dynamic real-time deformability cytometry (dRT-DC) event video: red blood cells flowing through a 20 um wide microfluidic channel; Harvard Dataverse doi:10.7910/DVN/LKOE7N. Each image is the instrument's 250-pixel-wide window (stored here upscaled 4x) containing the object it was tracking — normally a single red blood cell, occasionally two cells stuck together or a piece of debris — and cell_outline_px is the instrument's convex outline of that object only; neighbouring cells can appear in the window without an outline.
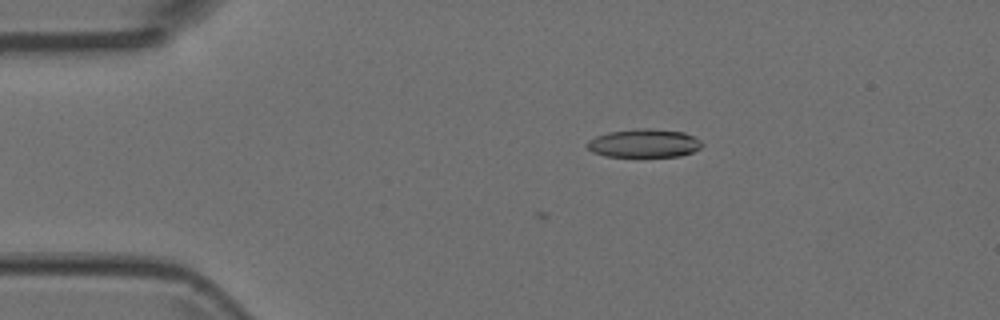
{"species": "Egyptian fruit bat (a non-hibernating species)", "species_latin": "Rousettus aegyptiacus", "temperature_condition": "room temperature", "stored_images_in_passage": 4, "camera_frame_rate_fps": 3000, "um_per_image_px": 0.085, "animal": {"sex": "female"}, "frame": {"image": 1, "passage_image": 2, "time_ms": 0.333, "image_size_px": [1000, 320], "cell_outline_px": [[704, 144], [700, 148], [692, 152], [680, 156], [604, 156], [592, 152], [584, 144], [588, 140], [596, 136], [608, 132], [636, 128], [648, 128], [684, 132], [700, 140]], "centroid_in_image_um": [54.72, 12.17], "position_along_channel_um": 30.3, "area_um2": 19.07}}